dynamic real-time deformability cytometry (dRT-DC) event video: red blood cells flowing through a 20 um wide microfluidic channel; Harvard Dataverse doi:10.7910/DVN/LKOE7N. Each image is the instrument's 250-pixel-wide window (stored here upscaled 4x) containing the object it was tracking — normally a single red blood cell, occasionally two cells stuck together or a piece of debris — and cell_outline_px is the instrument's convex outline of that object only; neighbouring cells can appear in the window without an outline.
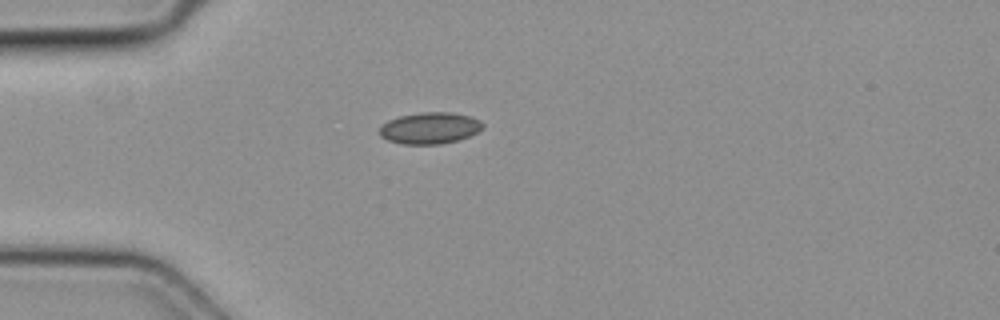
{"species": "common noctule bat (a hibernating species)", "species_latin": "Nyctalus noctula", "temperature_condition": "cold", "stored_images_in_passage": 1, "camera_frame_rate_fps": 3000, "um_per_image_px": 0.085, "animal": {"sex": "female", "body_mass_g": 19.3, "forearm_length_mm": 54.1}, "frame": {"image": 1, "passage_image": 1, "time_ms": 0.0, "image_size_px": [1000, 320], "cell_outline_px": [[484, 128], [468, 136], [456, 140], [440, 144], [404, 144], [388, 140], [380, 136], [380, 124], [388, 120], [400, 116], [420, 112], [452, 112], [468, 116], [480, 120], [484, 124]], "centroid_in_image_um": [36.52, 10.88], "position_along_channel_um": 48.5, "area_um2": 18.9}}